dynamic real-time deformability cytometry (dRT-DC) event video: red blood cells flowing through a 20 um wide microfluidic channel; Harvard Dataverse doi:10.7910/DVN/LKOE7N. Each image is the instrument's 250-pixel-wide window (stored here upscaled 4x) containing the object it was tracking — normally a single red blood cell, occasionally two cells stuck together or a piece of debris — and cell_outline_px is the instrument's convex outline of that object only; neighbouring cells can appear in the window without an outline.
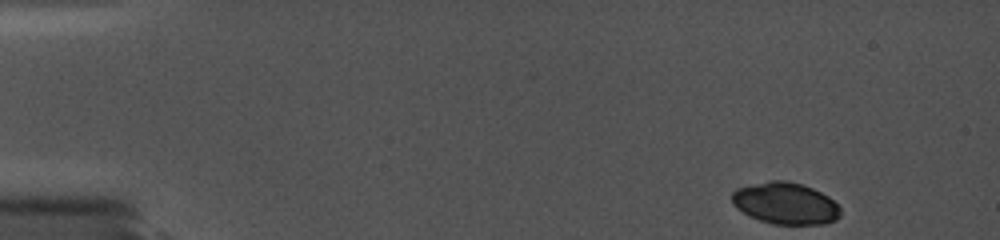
{"species": "common noctule bat (a hibernating species)", "species_latin": "Nyctalus noctula", "temperature_condition": "cold", "stored_images_in_passage": 12, "camera_frame_rate_fps": 5000, "um_per_image_px": 0.085, "animal": {"sex": "female", "body_mass_g": 19.0, "forearm_length_mm": 56.7}, "frame": {"image": 1, "passage_image": 1, "time_ms": 0.0, "image_size_px": [1000, 240], "cell_outline_px": [[840, 216], [836, 220], [824, 224], [772, 224], [760, 220], [736, 208], [732, 204], [732, 192], [736, 188], [772, 180], [788, 180], [804, 184], [828, 196], [840, 208]], "centroid_in_image_um": [66.77, 17.28], "position_along_channel_um": 18.2, "area_um2": 26.36}}
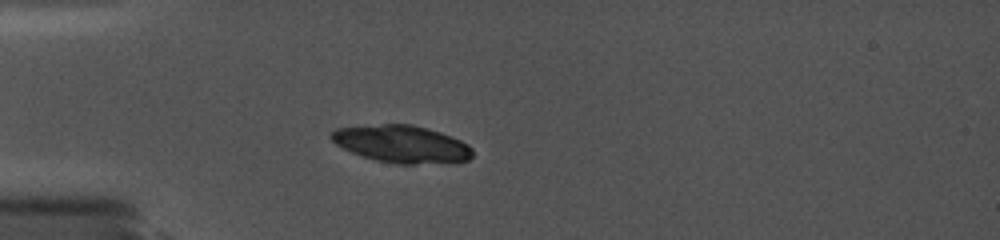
{"frame": {"image": 2, "passage_image": 10, "time_ms": 3.6, "image_size_px": [1000, 240], "cell_outline_px": [[472, 156], [468, 160], [416, 164], [396, 164], [376, 160], [352, 152], [336, 144], [328, 136], [336, 128], [384, 124], [412, 124], [440, 132], [452, 136], [468, 144], [472, 148]], "centroid_in_image_um": [34.14, 12.23], "position_along_channel_um": 50.9, "area_um2": 30.46}}